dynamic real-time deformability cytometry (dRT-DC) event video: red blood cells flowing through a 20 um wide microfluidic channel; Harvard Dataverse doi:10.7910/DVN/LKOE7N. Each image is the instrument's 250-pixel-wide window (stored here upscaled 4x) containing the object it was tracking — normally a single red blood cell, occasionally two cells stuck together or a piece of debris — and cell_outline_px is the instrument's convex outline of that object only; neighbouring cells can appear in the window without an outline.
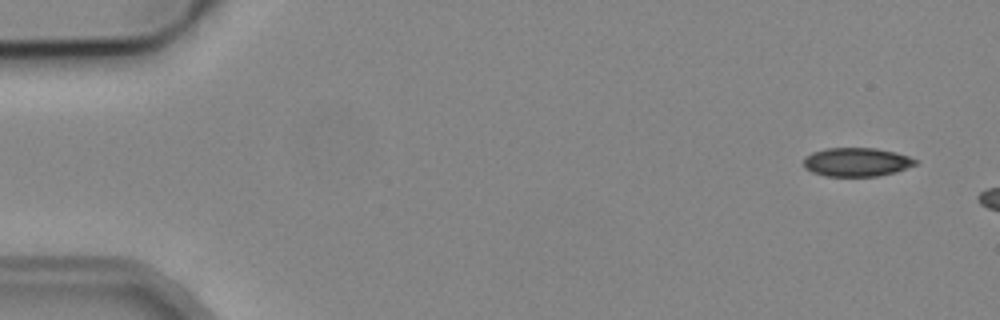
{"species": "common noctule bat (a hibernating species)", "species_latin": "Nyctalus noctula", "temperature_condition": "cold", "stored_images_in_passage": 3, "camera_frame_rate_fps": 3000, "um_per_image_px": 0.085, "animal": {"sex": "male", "body_mass_g": 19.2, "forearm_length_mm": 51.8}, "frame": {"image": 1, "passage_image": 1, "time_ms": 0.0, "image_size_px": [1000, 320], "cell_outline_px": [[916, 164], [896, 172], [880, 176], [824, 176], [812, 172], [804, 168], [804, 156], [812, 152], [828, 148], [876, 148], [896, 152], [908, 156], [916, 160]], "centroid_in_image_um": [72.79, 13.78], "position_along_channel_um": 12.2, "area_um2": 18.79}}